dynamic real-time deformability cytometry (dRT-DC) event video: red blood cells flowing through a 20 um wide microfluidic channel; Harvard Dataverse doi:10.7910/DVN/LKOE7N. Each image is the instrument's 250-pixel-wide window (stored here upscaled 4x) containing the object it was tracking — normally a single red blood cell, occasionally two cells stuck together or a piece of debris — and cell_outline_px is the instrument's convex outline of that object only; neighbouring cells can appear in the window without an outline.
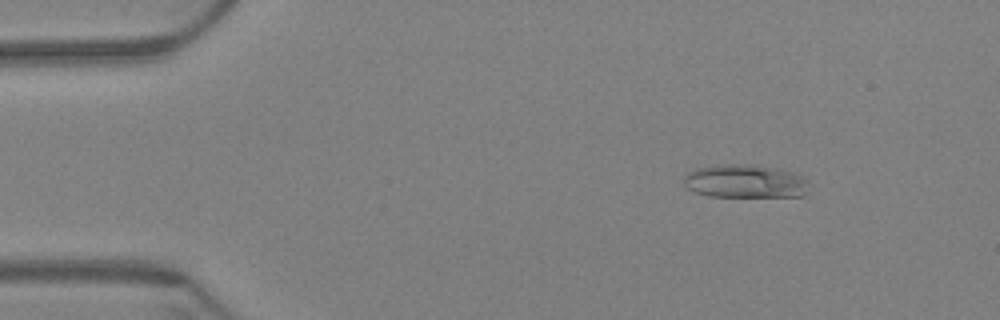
{"species": "Egyptian fruit bat (a non-hibernating species)", "species_latin": "Rousettus aegyptiacus", "temperature_condition": "warm", "stored_images_in_passage": 62, "segment_of_instrument_passage": [1, 2], "camera_frame_rate_fps": 3000, "um_per_image_px": 0.085, "animal": {"sex": "female"}, "frame": {"image": 1, "passage_image": 8, "time_ms": 2.333, "image_size_px": [1000, 320], "cell_outline_px": [[808, 180], [804, 196], [708, 196], [696, 192], [688, 188], [684, 184], [684, 176], [688, 172], [696, 168], [716, 164], [756, 164], [776, 168], [792, 172]], "centroid_in_image_um": [63.3, 15.39], "position_along_channel_um": 21.7, "area_um2": 24.33}}
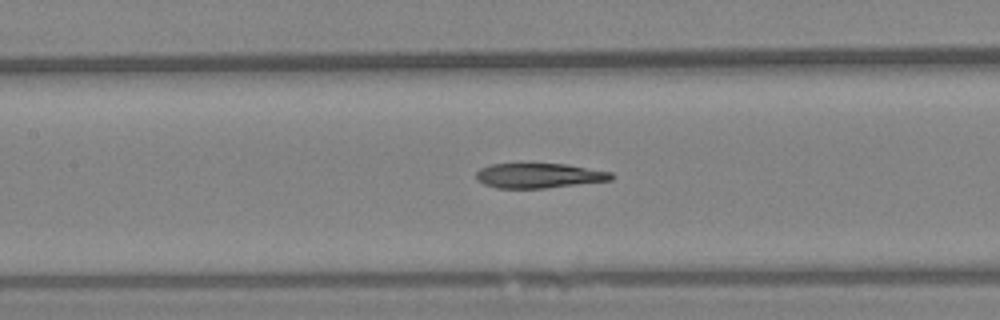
{"frame": {"image": 2, "passage_image": 28, "time_ms": 9.0, "image_size_px": [1000, 320], "cell_outline_px": [[616, 176], [612, 180], [544, 188], [496, 188], [484, 184], [476, 180], [476, 172], [480, 168], [492, 164], [520, 160], [568, 164], [612, 172]], "centroid_in_image_um": [45.77, 14.87], "position_along_channel_um": 161.6, "area_um2": 20.69}}
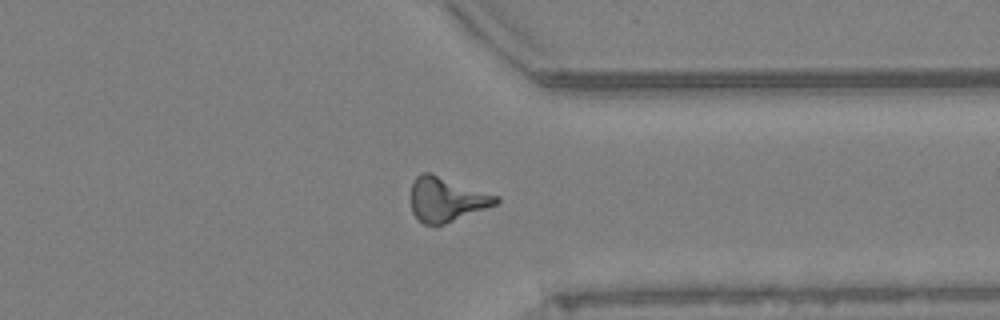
{"frame": {"image": 3, "passage_image": 47, "time_ms": 15.333, "image_size_px": [1000, 320], "cell_outline_px": [[500, 200], [496, 204], [436, 228], [424, 224], [412, 212], [412, 184], [416, 176], [424, 172], [428, 172], [500, 196]], "centroid_in_image_um": [37.96, 16.98], "position_along_channel_um": 373.4, "area_um2": 22.02}}